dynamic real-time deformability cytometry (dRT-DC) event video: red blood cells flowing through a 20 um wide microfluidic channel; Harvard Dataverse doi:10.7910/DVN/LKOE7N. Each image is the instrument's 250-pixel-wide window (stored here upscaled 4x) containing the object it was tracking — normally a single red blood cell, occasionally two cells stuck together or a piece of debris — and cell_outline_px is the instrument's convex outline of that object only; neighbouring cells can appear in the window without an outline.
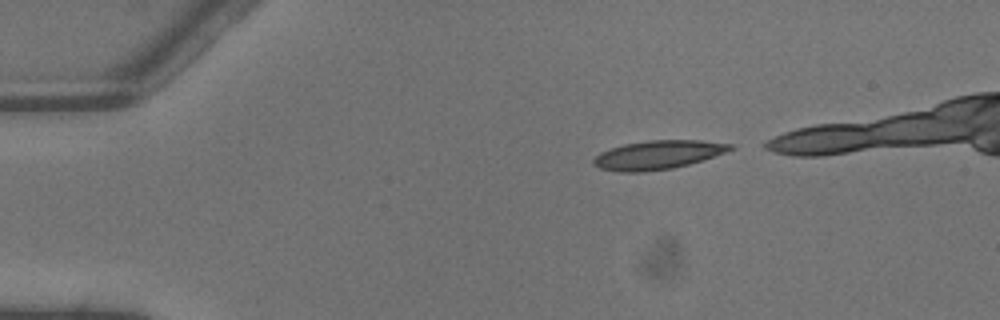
{"species": "common noctule bat (a hibernating species)", "species_latin": "Nyctalus noctula", "temperature_condition": "warm", "stored_images_in_passage": 4, "camera_frame_rate_fps": 3000, "um_per_image_px": 0.085, "animal": {"sex": "male", "body_mass_g": 13.3}, "frame": {"image": 1, "passage_image": 1, "time_ms": 0.0, "image_size_px": [1000, 320], "cell_outline_px": [[736, 148], [688, 164], [672, 168], [644, 172], [620, 172], [600, 168], [592, 164], [592, 160], [600, 152], [624, 144], [648, 140], [700, 140], [736, 144]], "centroid_in_image_um": [55.91, 13.16], "position_along_channel_um": 29.1, "area_um2": 22.83}}